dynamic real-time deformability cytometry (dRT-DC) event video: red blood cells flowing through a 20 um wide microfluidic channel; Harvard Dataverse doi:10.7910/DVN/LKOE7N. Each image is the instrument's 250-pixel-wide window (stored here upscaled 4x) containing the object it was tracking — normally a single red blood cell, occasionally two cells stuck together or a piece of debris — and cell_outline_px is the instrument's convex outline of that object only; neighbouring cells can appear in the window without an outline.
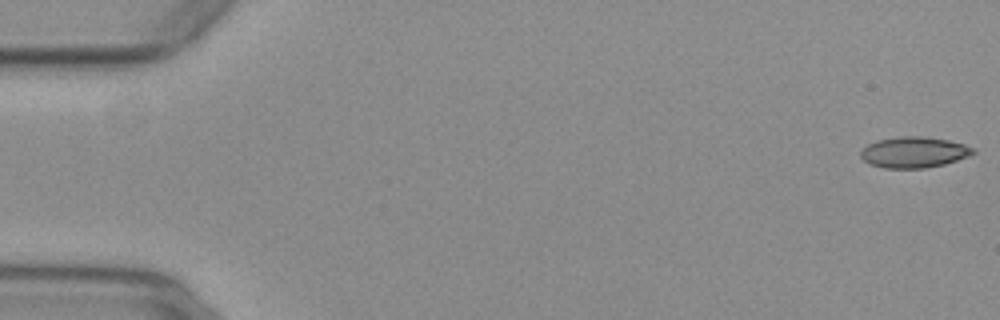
{"species": "common noctule bat (a hibernating species)", "species_latin": "Nyctalus noctula", "temperature_condition": "warm", "stored_images_in_passage": 53, "camera_frame_rate_fps": 3000, "um_per_image_px": 0.085, "animal": {"sex": "female", "body_mass_g": 29.2, "forearm_length_mm": 56.3}, "frame": {"image": 1, "passage_image": 1, "time_ms": 0.0, "image_size_px": [1000, 320], "cell_outline_px": [[976, 152], [968, 156], [944, 164], [924, 168], [884, 168], [868, 164], [860, 156], [860, 152], [868, 144], [880, 140], [900, 136], [920, 136], [948, 140], [964, 144], [972, 148]], "centroid_in_image_um": [77.66, 12.95], "position_along_channel_um": 7.3, "area_um2": 20.06}}
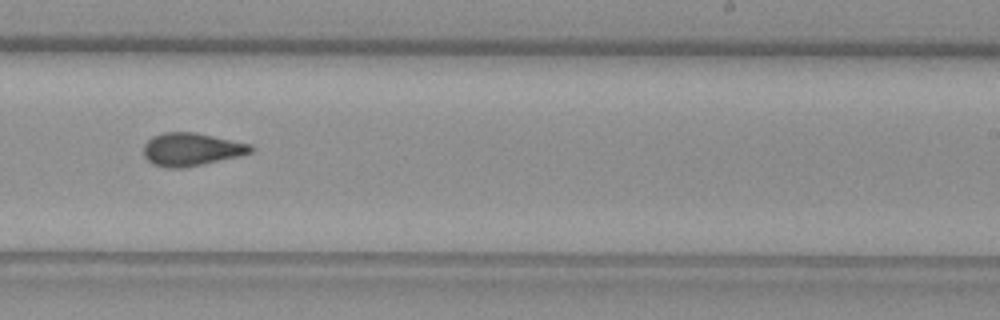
{"frame": {"image": 2, "passage_image": 33, "time_ms": 10.667, "image_size_px": [1000, 320], "cell_outline_px": [[256, 148], [252, 152], [240, 156], [204, 164], [184, 168], [164, 168], [152, 164], [144, 156], [144, 144], [152, 136], [164, 132], [196, 132], [252, 144]], "centroid_in_image_um": [16.29, 12.7], "position_along_channel_um": 272.7, "area_um2": 20.92}}
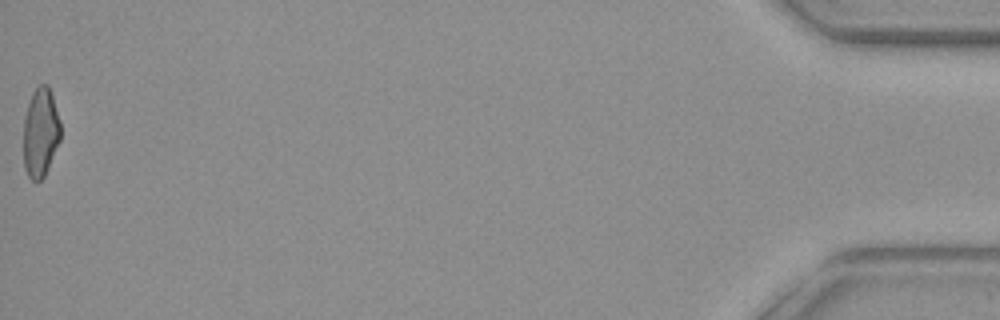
{"frame": {"image": 3, "passage_image": 53, "time_ms": 17.333, "image_size_px": [1000, 320], "cell_outline_px": [[60, 140], [44, 176], [40, 180], [32, 180], [28, 176], [24, 168], [24, 120], [28, 104], [32, 92], [40, 84], [48, 84], [52, 92], [60, 120]], "centroid_in_image_um": [3.45, 11.23], "position_along_channel_um": 431.7, "area_um2": 19.25}, "authors_computed_cell_mechanics": {"area_um2": 20.23, "velocity_mm_per_s": 3.9613, "shape_relaxation_time_tau1_ms": null, "shape_relaxation_time_tau2_ms": 1.778, "deformation_change_tau1": null, "deformation_change_tau2": 0.1015}}